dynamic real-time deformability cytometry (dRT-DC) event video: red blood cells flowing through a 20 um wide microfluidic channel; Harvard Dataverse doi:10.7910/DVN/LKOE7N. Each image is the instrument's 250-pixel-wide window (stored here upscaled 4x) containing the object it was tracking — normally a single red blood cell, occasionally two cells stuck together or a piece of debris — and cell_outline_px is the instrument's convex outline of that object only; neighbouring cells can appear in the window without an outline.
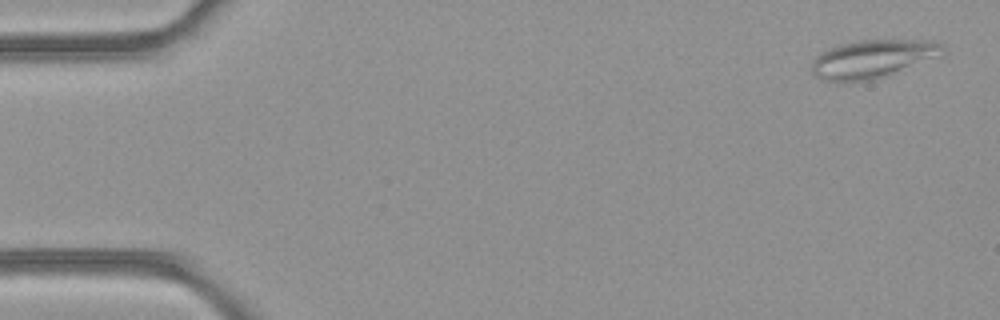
{"species": "common noctule bat (a hibernating species)", "species_latin": "Nyctalus noctula", "temperature_condition": "room temperature", "stored_images_in_passage": 4, "camera_frame_rate_fps": 3000, "um_per_image_px": 0.085, "animal": {"sex": "female", "body_mass_g": 21.9}, "frame": {"image": 1, "passage_image": 1, "time_ms": 0.0, "image_size_px": [1000, 320], "cell_outline_px": [[940, 44], [936, 48], [924, 56], [900, 68], [872, 80], [820, 80], [812, 72], [812, 60], [820, 52], [844, 44], [860, 40], [924, 40]], "centroid_in_image_um": [73.81, 4.99], "position_along_channel_um": 11.2, "area_um2": 26.24}}